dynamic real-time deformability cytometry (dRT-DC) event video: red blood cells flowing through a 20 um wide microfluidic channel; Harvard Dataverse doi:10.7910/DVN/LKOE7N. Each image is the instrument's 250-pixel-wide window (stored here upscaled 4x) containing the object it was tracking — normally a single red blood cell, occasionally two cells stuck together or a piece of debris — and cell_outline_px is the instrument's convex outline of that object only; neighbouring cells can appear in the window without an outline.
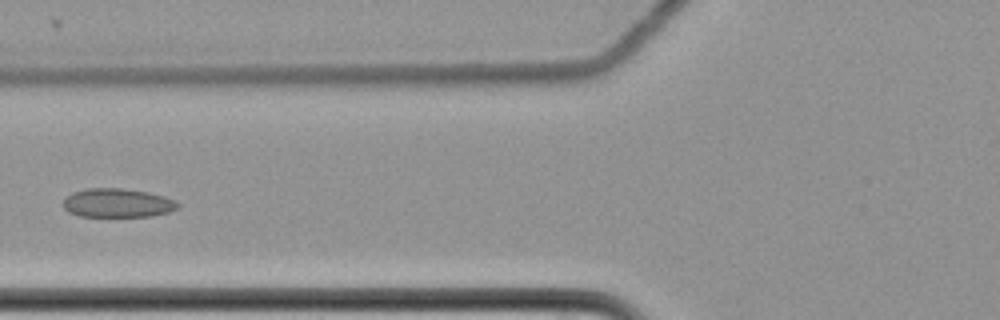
{"species": "common noctule bat (a hibernating species)", "species_latin": "Nyctalus noctula", "temperature_condition": "cold", "stored_images_in_passage": 7, "camera_frame_rate_fps": 3000, "um_per_image_px": 0.085, "animal": {"sex": "female", "body_mass_g": 22.7, "forearm_length_mm": 54.2}, "frame": {"image": 1, "passage_image": 7, "time_ms": 2.0, "image_size_px": [1000, 320], "cell_outline_px": [[180, 208], [168, 212], [152, 216], [80, 216], [68, 212], [64, 208], [64, 200], [72, 192], [88, 188], [120, 188], [148, 192], [164, 196], [176, 200], [180, 204]], "centroid_in_image_um": [10.02, 17.25], "position_along_channel_um": 115.8, "area_um2": 19.31}}